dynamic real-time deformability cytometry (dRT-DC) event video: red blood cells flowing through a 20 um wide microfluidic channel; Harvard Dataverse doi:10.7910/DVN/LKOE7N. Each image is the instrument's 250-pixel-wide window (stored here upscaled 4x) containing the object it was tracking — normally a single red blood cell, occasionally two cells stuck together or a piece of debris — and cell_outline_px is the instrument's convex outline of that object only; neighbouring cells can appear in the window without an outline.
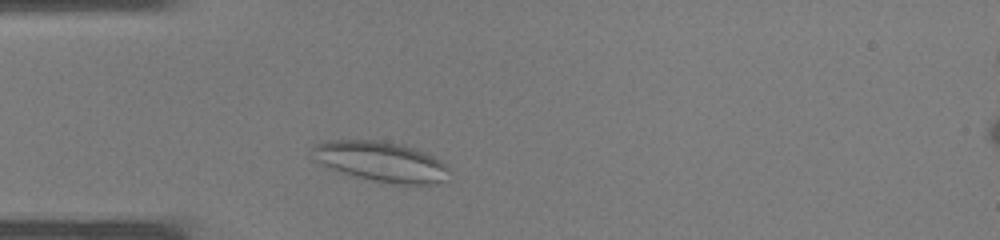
{"species": "common noctule bat (a hibernating species)", "species_latin": "Nyctalus noctula", "temperature_condition": "warm", "stored_images_in_passage": 23, "camera_frame_rate_fps": 3000, "um_per_image_px": 0.085, "animal": {"sex": "male", "body_mass_g": 19.0, "forearm_length_mm": 50.8}, "frame": {"image": 1, "passage_image": 2, "time_ms": 0.333, "image_size_px": [1000, 240], "cell_outline_px": [[448, 180], [436, 184], [396, 184], [372, 180], [352, 176], [320, 164], [316, 160], [312, 148], [312, 144], [328, 140], [384, 140], [404, 144], [424, 152], [440, 160], [448, 168]], "centroid_in_image_um": [32.39, 13.73], "position_along_channel_um": 52.6, "area_um2": 32.19}}
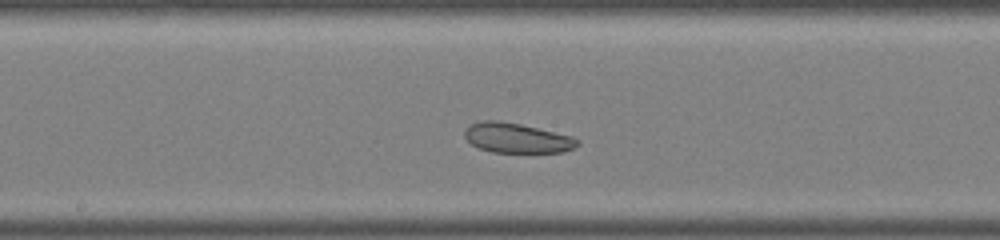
{"frame": {"image": 2, "passage_image": 11, "time_ms": 3.333, "image_size_px": [1000, 240], "cell_outline_px": [[580, 144], [576, 148], [564, 152], [492, 152], [480, 148], [472, 144], [464, 136], [464, 132], [472, 124], [484, 120], [496, 120], [520, 124], [572, 136], [580, 140]], "centroid_in_image_um": [43.99, 11.74], "position_along_channel_um": 204.2, "area_um2": 19.48}}
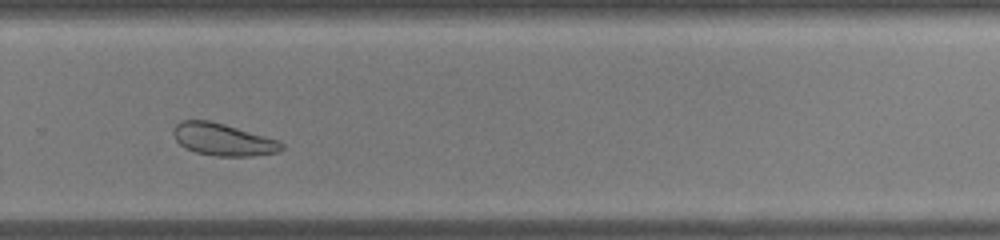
{"frame": {"image": 3, "passage_image": 17, "time_ms": 5.333, "image_size_px": [1000, 240], "cell_outline_px": [[284, 148], [280, 152], [252, 156], [216, 156], [196, 152], [180, 144], [176, 140], [172, 132], [176, 124], [180, 120], [208, 120], [224, 124], [280, 140], [284, 144]], "centroid_in_image_um": [18.99, 11.86], "position_along_channel_um": 310.8, "area_um2": 20.35}}